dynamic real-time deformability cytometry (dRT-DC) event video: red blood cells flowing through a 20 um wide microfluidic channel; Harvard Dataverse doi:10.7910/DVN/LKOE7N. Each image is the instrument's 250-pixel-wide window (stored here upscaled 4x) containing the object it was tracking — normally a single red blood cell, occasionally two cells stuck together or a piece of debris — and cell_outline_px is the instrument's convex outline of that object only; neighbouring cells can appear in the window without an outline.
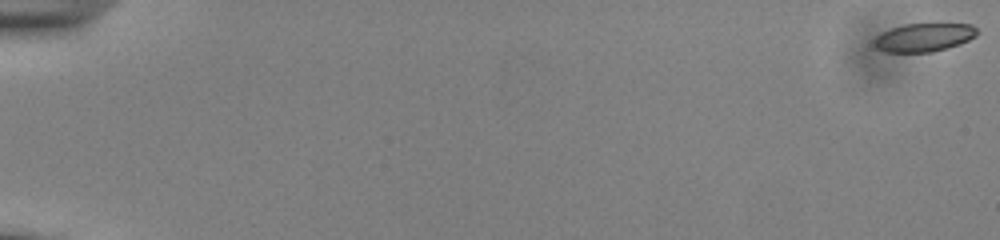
{"species": "common noctule bat (a hibernating species)", "species_latin": "Nyctalus noctula", "temperature_condition": "cold", "stored_images_in_passage": 55, "camera_frame_rate_fps": 3000, "um_per_image_px": 0.085, "animal": {"sex": "male", "body_mass_g": 13.0, "forearm_length_mm": 53.1}, "frame": {"image": 1, "passage_image": 1, "time_ms": 0.0, "image_size_px": [1000, 240], "cell_outline_px": [[976, 36], [960, 44], [932, 52], [884, 52], [876, 48], [876, 36], [892, 28], [904, 24], [936, 20], [972, 24], [976, 28]], "centroid_in_image_um": [78.61, 3.11], "position_along_channel_um": 6.4, "area_um2": 17.74}}
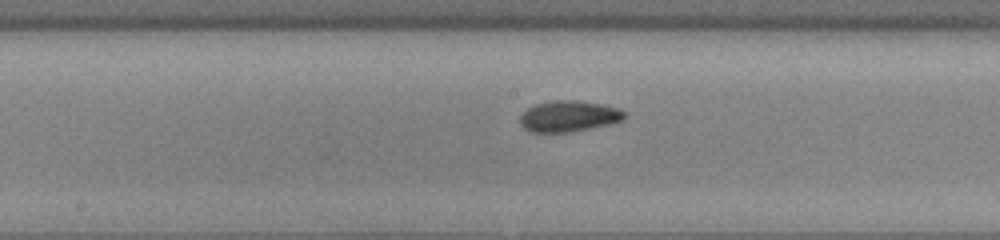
{"frame": {"image": 2, "passage_image": 31, "time_ms": 10.0, "image_size_px": [1000, 240], "cell_outline_px": [[628, 116], [624, 120], [608, 124], [568, 132], [532, 132], [524, 128], [520, 124], [520, 116], [528, 108], [536, 104], [552, 100], [576, 100], [604, 104], [620, 108]], "centroid_in_image_um": [48.37, 9.86], "position_along_channel_um": 199.8, "area_um2": 18.9}}
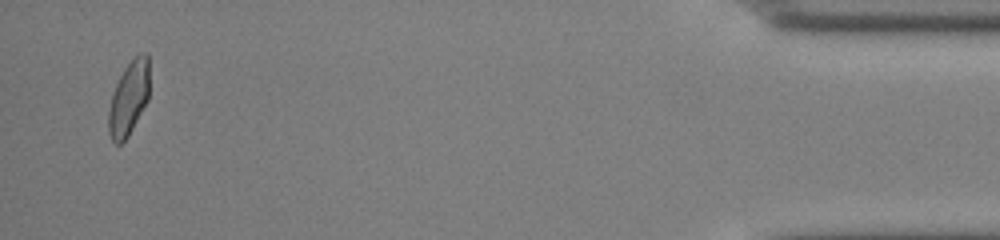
{"frame": {"image": 3, "passage_image": 54, "time_ms": 17.667, "image_size_px": [1000, 240], "cell_outline_px": [[148, 100], [128, 136], [120, 144], [116, 144], [112, 140], [108, 132], [108, 112], [112, 92], [124, 68], [140, 52], [148, 52]], "centroid_in_image_um": [10.93, 8.35], "position_along_channel_um": 424.3, "area_um2": 17.51}, "authors_computed_cell_mechanics": {"area_um2": 18.3226, "velocity_mm_per_s": 3.8747, "shape_relaxation_time_tau1_ms": 5.8858, "shape_relaxation_time_tau2_ms": 2.368, "deformation_change_tau1": 0.1219, "deformation_change_tau2": 0.0757}}